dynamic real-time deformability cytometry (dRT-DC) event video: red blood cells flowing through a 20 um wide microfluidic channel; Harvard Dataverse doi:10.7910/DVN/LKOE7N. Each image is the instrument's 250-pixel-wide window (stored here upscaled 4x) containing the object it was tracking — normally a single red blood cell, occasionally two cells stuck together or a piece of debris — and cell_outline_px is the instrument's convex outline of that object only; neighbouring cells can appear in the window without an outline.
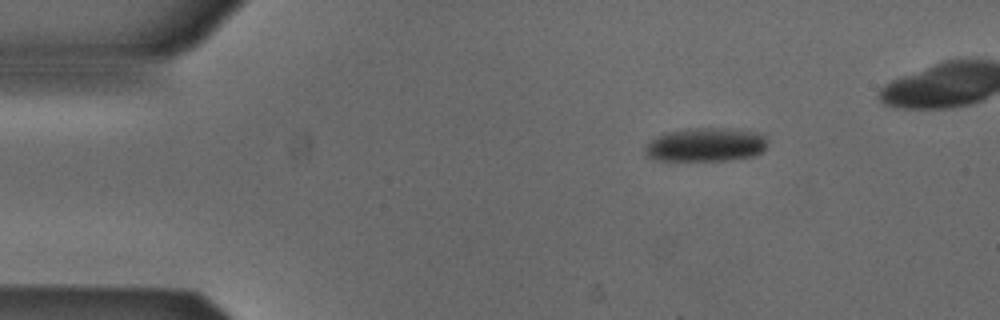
{"species": "Egyptian fruit bat (a non-hibernating species)", "species_latin": "Rousettus aegyptiacus", "temperature_condition": "cold", "stored_images_in_passage": 4, "camera_frame_rate_fps": 3000, "um_per_image_px": 0.085, "animal": {"sex": "male"}, "frame": {"image": 1, "passage_image": 1, "time_ms": 0.0, "image_size_px": [1000, 320], "cell_outline_px": [[764, 148], [756, 156], [728, 160], [656, 160], [644, 156], [644, 148], [656, 136], [664, 132], [688, 128], [724, 128], [752, 132], [764, 136]], "centroid_in_image_um": [59.89, 12.31], "position_along_channel_um": 25.1, "area_um2": 23.87}}